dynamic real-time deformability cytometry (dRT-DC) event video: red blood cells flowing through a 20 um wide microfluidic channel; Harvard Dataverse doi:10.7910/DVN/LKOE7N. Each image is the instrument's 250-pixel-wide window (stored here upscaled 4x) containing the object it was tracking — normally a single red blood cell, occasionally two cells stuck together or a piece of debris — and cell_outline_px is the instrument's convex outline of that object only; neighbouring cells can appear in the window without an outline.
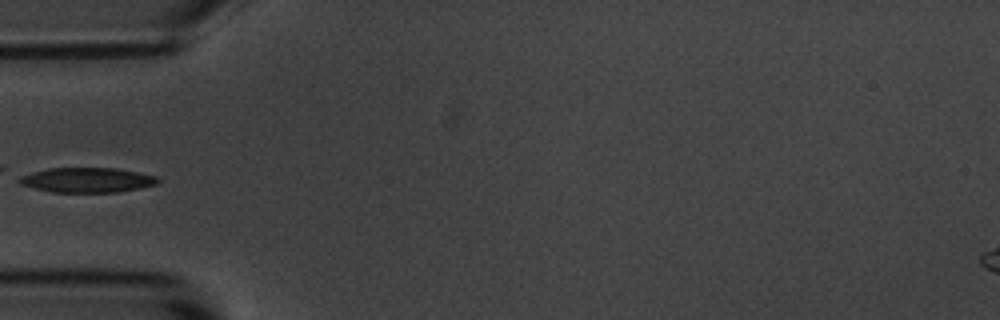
{"species": "common noctule bat (a hibernating species)", "species_latin": "Nyctalus noctula", "temperature_condition": "room temperature", "stored_images_in_passage": 7, "camera_frame_rate_fps": 3000, "um_per_image_px": 0.085, "animal": {"sex": "male", "body_mass_g": 20.1, "forearm_length_mm": 53.5}, "frame": {"image": 1, "passage_image": 6, "time_ms": 6.0, "image_size_px": [1000, 320], "cell_outline_px": [[160, 180], [156, 184], [140, 188], [116, 192], [52, 192], [20, 184], [16, 180], [20, 176], [48, 168], [116, 168], [156, 176]], "centroid_in_image_um": [7.39, 15.3], "position_along_channel_um": 77.6, "area_um2": 19.88}}